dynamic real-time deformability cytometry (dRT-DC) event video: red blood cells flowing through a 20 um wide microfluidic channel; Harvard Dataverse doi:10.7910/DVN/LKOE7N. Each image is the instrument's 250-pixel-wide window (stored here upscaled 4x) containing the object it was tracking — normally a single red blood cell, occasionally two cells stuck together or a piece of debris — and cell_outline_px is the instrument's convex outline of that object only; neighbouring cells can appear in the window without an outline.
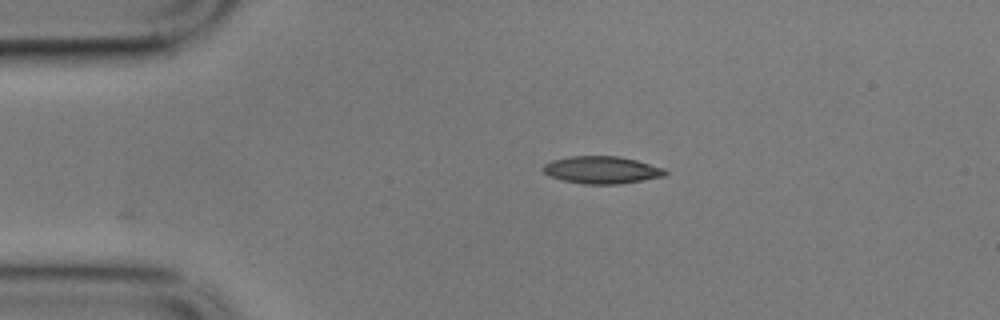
{"species": "common noctule bat (a hibernating species)", "species_latin": "Nyctalus noctula", "temperature_condition": "cold", "stored_images_in_passage": 24, "camera_frame_rate_fps": 3000, "um_per_image_px": 0.085, "animal": {"sex": "male", "body_mass_g": 17.9}, "frame": {"image": 1, "passage_image": 1, "time_ms": 0.0, "image_size_px": [1000, 320], "cell_outline_px": [[668, 172], [664, 176], [644, 180], [620, 184], [584, 184], [564, 180], [548, 176], [540, 168], [544, 164], [552, 160], [568, 156], [620, 156], [636, 160], [664, 168]], "centroid_in_image_um": [51.13, 14.44], "position_along_channel_um": 33.9, "area_um2": 19.59}}
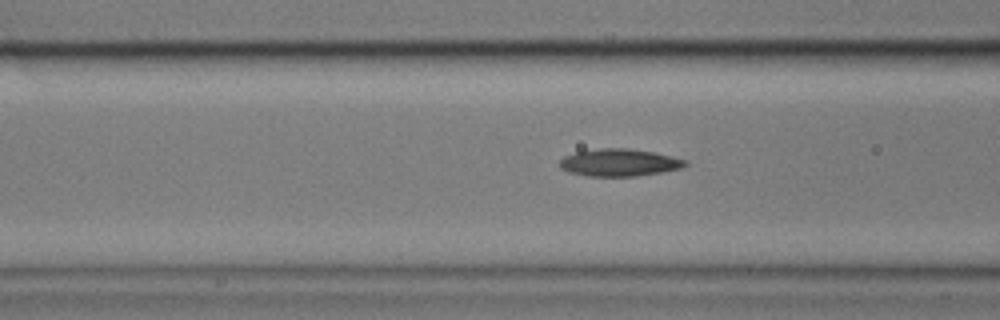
{"frame": {"image": 2, "passage_image": 11, "time_ms": 3.333, "image_size_px": [1000, 320], "cell_outline_px": [[688, 164], [680, 168], [660, 172], [636, 176], [588, 176], [568, 172], [560, 168], [560, 160], [564, 156], [576, 152], [600, 148], [628, 148], [656, 152], [688, 160]], "centroid_in_image_um": [52.65, 13.81], "position_along_channel_um": 114.0, "area_um2": 20.06}}
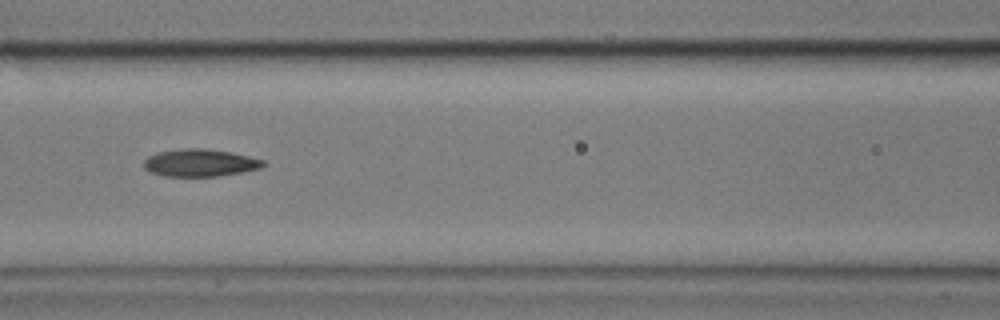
{"frame": {"image": 3, "passage_image": 14, "time_ms": 4.333, "image_size_px": [1000, 320], "cell_outline_px": [[268, 164], [260, 168], [220, 176], [164, 176], [148, 172], [144, 168], [144, 160], [148, 156], [156, 152], [184, 148], [204, 148], [232, 152], [264, 160]], "centroid_in_image_um": [16.98, 13.83], "position_along_channel_um": 149.6, "area_um2": 19.25}}